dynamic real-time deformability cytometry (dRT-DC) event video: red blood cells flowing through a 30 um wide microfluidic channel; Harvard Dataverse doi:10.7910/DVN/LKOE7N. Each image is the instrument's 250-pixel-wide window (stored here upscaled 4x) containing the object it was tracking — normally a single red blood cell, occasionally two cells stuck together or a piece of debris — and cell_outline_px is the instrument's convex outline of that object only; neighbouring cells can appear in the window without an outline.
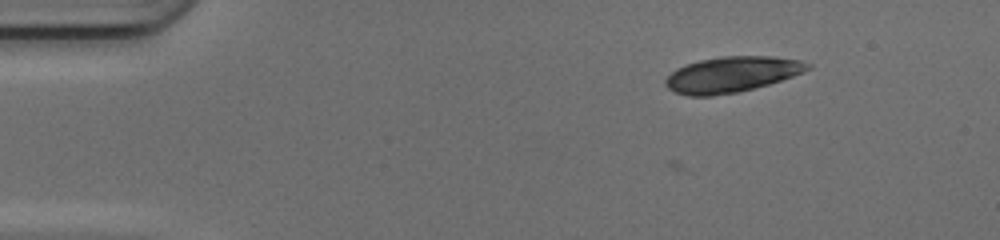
{"species": "common noctule bat (a hibernating species)", "species_latin": "Nyctalus noctula", "temperature_condition": "cold", "stored_images_in_passage": 3, "camera_frame_rate_fps": 3000, "um_per_image_px": 0.085, "animal": {"sex": "female", "body_mass_g": 17.0, "forearm_length_mm": 48.0}, "frame": {"image": 1, "passage_image": 1, "time_ms": 0.0, "image_size_px": [1000, 240], "cell_outline_px": [[812, 68], [804, 72], [768, 84], [736, 92], [712, 96], [688, 96], [676, 92], [668, 88], [664, 84], [664, 80], [676, 68], [684, 64], [700, 60], [720, 56], [772, 56], [800, 60], [812, 64]], "centroid_in_image_um": [62.19, 6.31], "position_along_channel_um": 22.8, "area_um2": 29.54}}